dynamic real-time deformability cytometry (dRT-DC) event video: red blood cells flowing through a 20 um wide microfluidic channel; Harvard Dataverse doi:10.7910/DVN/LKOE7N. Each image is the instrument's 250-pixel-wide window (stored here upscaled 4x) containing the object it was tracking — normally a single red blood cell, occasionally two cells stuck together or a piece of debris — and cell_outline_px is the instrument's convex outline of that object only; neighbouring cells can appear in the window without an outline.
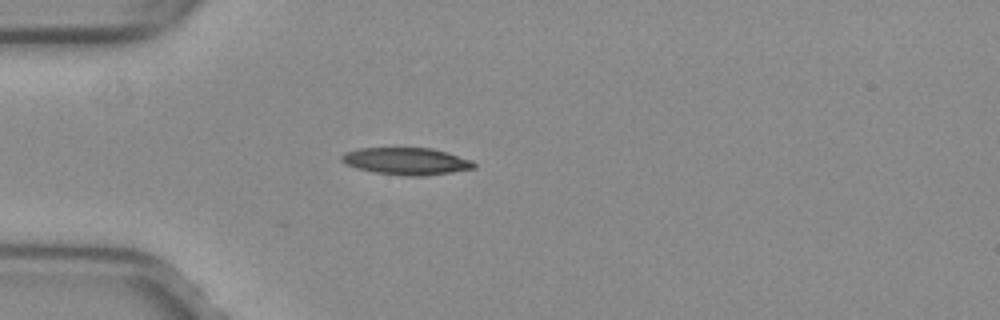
{"species": "common noctule bat (a hibernating species)", "species_latin": "Nyctalus noctula", "temperature_condition": "warm", "stored_images_in_passage": 29, "camera_frame_rate_fps": 3000, "um_per_image_px": 0.085, "animal": {"sex": "female", "body_mass_g": 29.2, "forearm_length_mm": 56.3}, "frame": {"image": 1, "passage_image": 1, "time_ms": 0.0, "image_size_px": [1000, 320], "cell_outline_px": [[476, 168], [452, 172], [424, 176], [404, 176], [372, 172], [356, 168], [344, 164], [340, 160], [340, 156], [344, 152], [360, 148], [432, 148], [472, 160], [476, 164]], "centroid_in_image_um": [34.51, 13.71], "position_along_channel_um": 50.5, "area_um2": 21.1}}
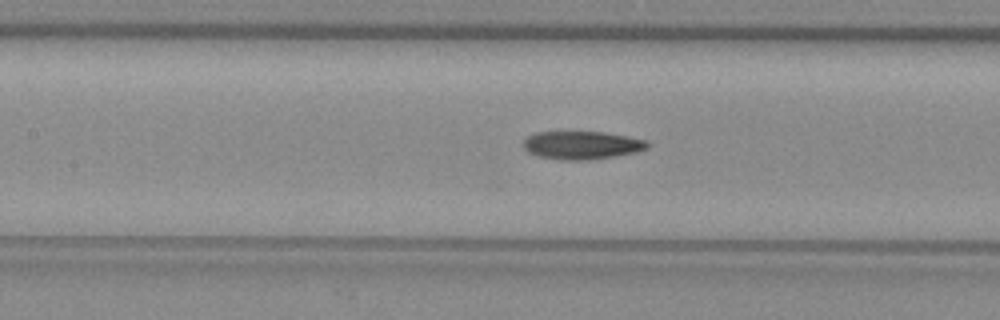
{"frame": {"image": 2, "passage_image": 10, "time_ms": 3.0, "image_size_px": [1000, 320], "cell_outline_px": [[648, 148], [636, 152], [616, 156], [592, 160], [560, 160], [540, 156], [528, 152], [524, 148], [524, 140], [528, 136], [536, 132], [604, 132], [644, 140], [648, 144]], "centroid_in_image_um": [49.44, 12.35], "position_along_channel_um": 158.0, "area_um2": 20.17}}
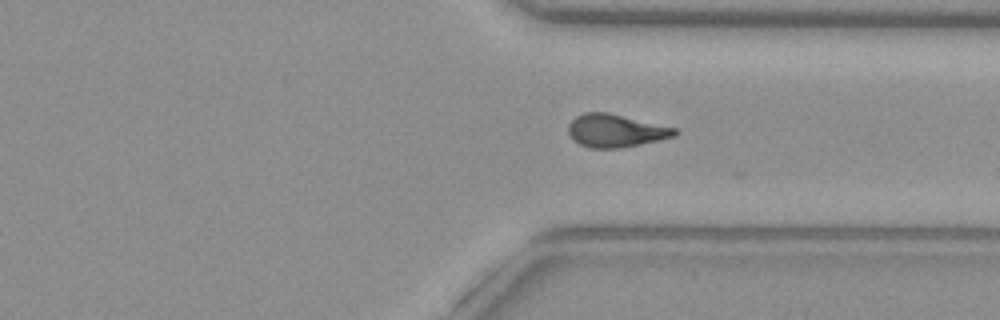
{"frame": {"image": 3, "passage_image": 25, "time_ms": 8.0, "image_size_px": [1000, 320], "cell_outline_px": [[676, 136], [660, 140], [620, 148], [588, 148], [572, 140], [568, 132], [568, 124], [576, 116], [584, 112], [608, 112], [676, 128]], "centroid_in_image_um": [52.3, 11.11], "position_along_channel_um": 359.1, "area_um2": 20.46}, "authors_computed_cell_mechanics": {"area_um2": 20.6346, "velocity_mm_per_s": 4.029, "shape_relaxation_time_tau1_ms": 11.2427, "shape_relaxation_time_tau2_ms": 3.6796, "deformation_change_tau1": 0.2779, "deformation_change_tau2": 0.1268}}